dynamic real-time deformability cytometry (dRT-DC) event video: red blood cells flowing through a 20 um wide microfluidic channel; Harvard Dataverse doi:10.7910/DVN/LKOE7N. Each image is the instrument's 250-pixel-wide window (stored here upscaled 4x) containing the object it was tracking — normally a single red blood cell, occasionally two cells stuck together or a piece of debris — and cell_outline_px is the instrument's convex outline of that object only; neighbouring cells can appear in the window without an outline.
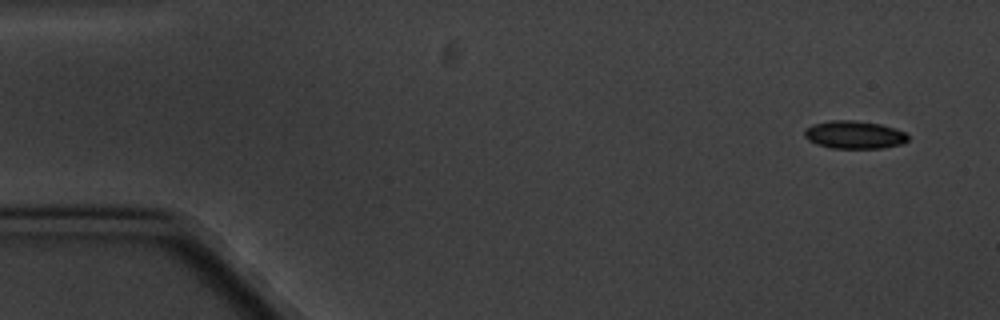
{"species": "common noctule bat (a hibernating species)", "species_latin": "Nyctalus noctula", "temperature_condition": "cold", "stored_images_in_passage": 4, "camera_frame_rate_fps": 3000, "um_per_image_px": 0.085, "animal": {"sex": "male", "body_mass_g": 20.1, "forearm_length_mm": 53.5}, "frame": {"image": 1, "passage_image": 1, "time_ms": 0.0, "image_size_px": [1000, 320], "cell_outline_px": [[908, 140], [900, 144], [880, 148], [832, 148], [816, 144], [808, 140], [804, 136], [804, 132], [812, 124], [832, 120], [852, 120], [880, 124], [896, 128], [904, 132], [908, 136]], "centroid_in_image_um": [72.6, 11.45], "position_along_channel_um": 12.4, "area_um2": 16.7}}
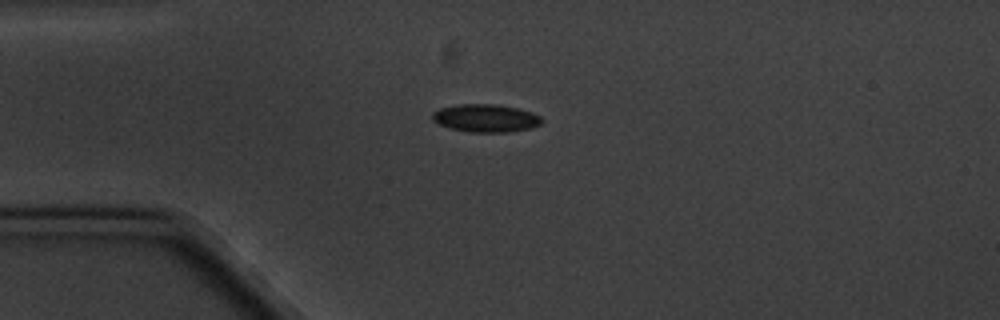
{"frame": {"image": 2, "passage_image": 4, "time_ms": 3.667, "image_size_px": [1000, 320], "cell_outline_px": [[544, 120], [540, 124], [532, 128], [508, 132], [468, 132], [452, 128], [440, 124], [432, 120], [432, 112], [440, 108], [460, 104], [496, 104], [516, 108], [532, 112], [540, 116]], "centroid_in_image_um": [41.3, 10.04], "position_along_channel_um": 43.7, "area_um2": 17.74}}